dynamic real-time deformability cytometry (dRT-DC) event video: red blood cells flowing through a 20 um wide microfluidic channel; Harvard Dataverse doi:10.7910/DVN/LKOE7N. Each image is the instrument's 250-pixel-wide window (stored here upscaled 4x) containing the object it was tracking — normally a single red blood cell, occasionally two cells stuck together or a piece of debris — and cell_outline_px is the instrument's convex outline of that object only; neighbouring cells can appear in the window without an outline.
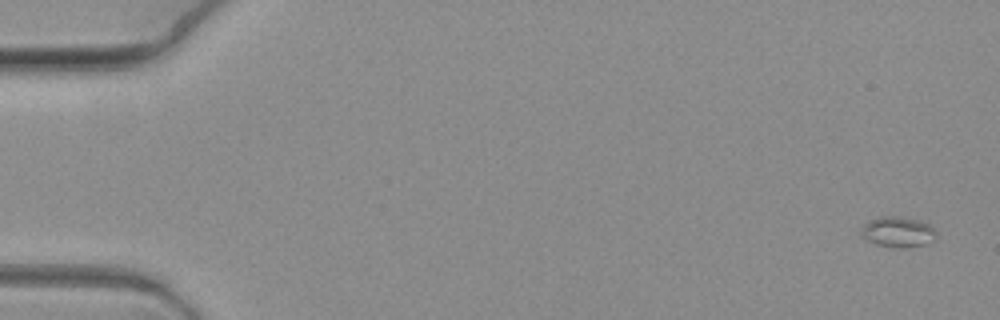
{"species": "common noctule bat (a hibernating species)", "species_latin": "Nyctalus noctula", "temperature_condition": "warm", "stored_images_in_passage": 2, "camera_frame_rate_fps": 3000, "um_per_image_px": 0.085, "animal": {"sex": "female", "body_mass_g": 19.3, "forearm_length_mm": 54.1}, "frame": {"image": 1, "passage_image": 1, "time_ms": 0.0, "image_size_px": [1000, 320], "cell_outline_px": [[936, 236], [932, 240], [924, 244], [904, 248], [892, 248], [876, 244], [860, 236], [860, 228], [868, 220], [880, 216], [900, 216], [920, 220], [928, 224], [936, 232]], "centroid_in_image_um": [76.26, 19.7], "position_along_channel_um": 8.7, "area_um2": 13.53}}